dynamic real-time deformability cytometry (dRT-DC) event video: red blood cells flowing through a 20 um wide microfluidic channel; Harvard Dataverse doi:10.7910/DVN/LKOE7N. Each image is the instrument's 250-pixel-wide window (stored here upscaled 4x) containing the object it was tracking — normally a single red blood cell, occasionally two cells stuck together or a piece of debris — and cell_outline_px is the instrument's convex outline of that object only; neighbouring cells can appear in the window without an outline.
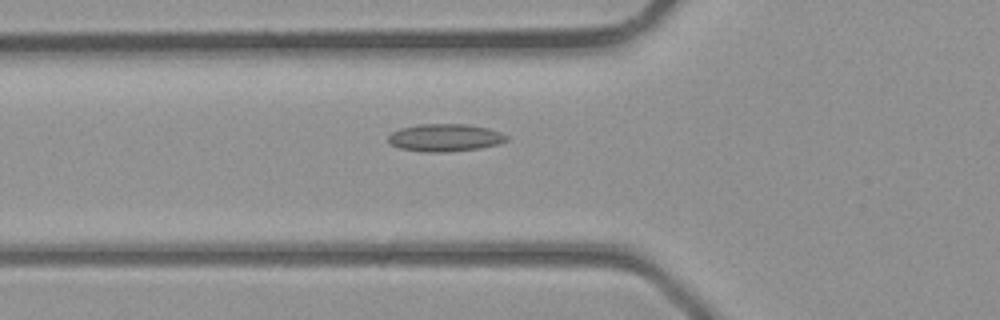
{"species": "common noctule bat (a hibernating species)", "species_latin": "Nyctalus noctula", "temperature_condition": "room temperature", "stored_images_in_passage": 24, "camera_frame_rate_fps": 3000, "um_per_image_px": 0.085, "animal": {"sex": "male", "body_mass_g": 23.1, "forearm_length_mm": 52.7}, "frame": {"image": 1, "passage_image": 2, "time_ms": 0.333, "image_size_px": [1000, 320], "cell_outline_px": [[508, 140], [500, 144], [480, 148], [448, 152], [424, 152], [400, 148], [392, 144], [388, 140], [388, 136], [392, 132], [400, 128], [420, 124], [464, 124], [488, 128], [500, 132], [508, 136]], "centroid_in_image_um": [37.85, 11.7], "position_along_channel_um": 88.0, "area_um2": 19.02}}
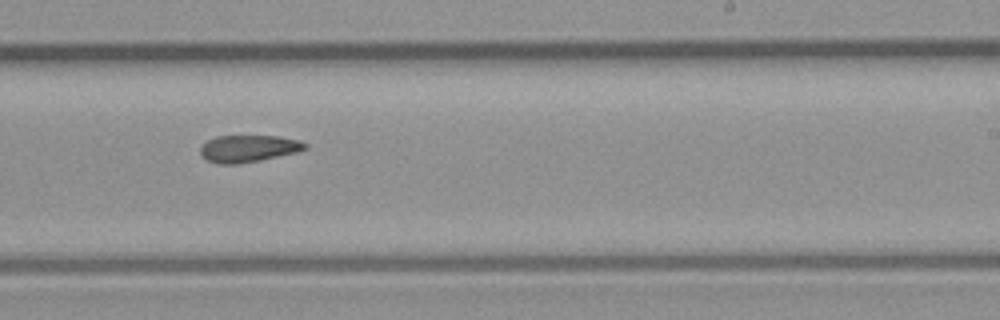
{"frame": {"image": 2, "passage_image": 12, "time_ms": 3.667, "image_size_px": [1000, 320], "cell_outline_px": [[308, 148], [296, 152], [260, 160], [236, 164], [216, 164], [200, 156], [200, 148], [208, 140], [216, 136], [280, 136], [300, 140], [308, 144]], "centroid_in_image_um": [21.12, 12.62], "position_along_channel_um": 267.9, "area_um2": 16.53}}
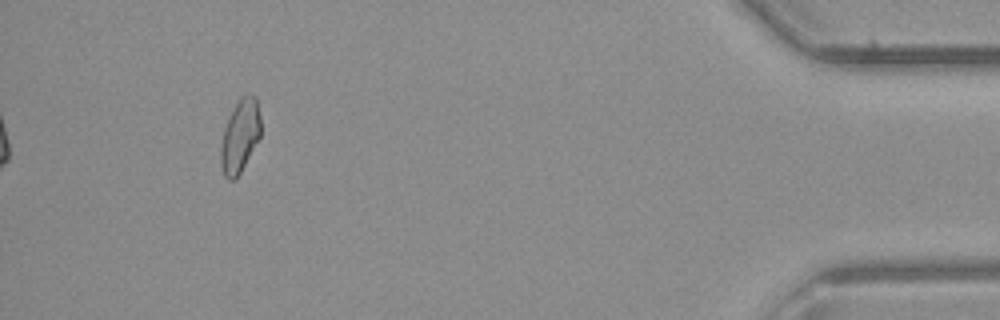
{"frame": {"image": 3, "passage_image": 24, "time_ms": 7.667, "image_size_px": [1000, 320], "cell_outline_px": [[260, 136], [236, 180], [228, 180], [224, 176], [220, 164], [220, 148], [224, 128], [228, 116], [240, 96], [252, 96], [256, 100], [260, 116]], "centroid_in_image_um": [20.36, 11.6], "position_along_channel_um": 414.8, "area_um2": 16.88}}